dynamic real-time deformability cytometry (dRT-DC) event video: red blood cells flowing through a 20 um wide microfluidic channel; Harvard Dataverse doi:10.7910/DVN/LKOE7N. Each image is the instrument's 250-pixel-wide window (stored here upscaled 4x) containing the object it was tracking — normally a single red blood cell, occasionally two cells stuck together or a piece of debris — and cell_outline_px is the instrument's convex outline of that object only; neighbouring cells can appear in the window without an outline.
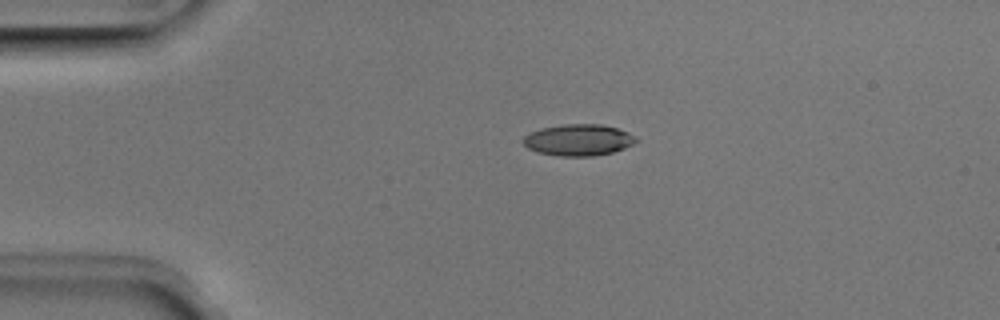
{"species": "Egyptian fruit bat (a non-hibernating species)", "species_latin": "Rousettus aegyptiacus", "temperature_condition": "room temperature", "stored_images_in_passage": 24, "camera_frame_rate_fps": 3000, "um_per_image_px": 0.085, "animal": {"sex": "male"}, "frame": {"image": 1, "passage_image": 1, "time_ms": 0.0, "image_size_px": [1000, 320], "cell_outline_px": [[640, 140], [624, 148], [612, 152], [592, 156], [560, 156], [540, 152], [528, 148], [520, 140], [524, 136], [540, 128], [560, 124], [600, 124], [616, 128], [628, 132], [636, 136]], "centroid_in_image_um": [49.17, 11.89], "position_along_channel_um": 35.8, "area_um2": 20.69}}
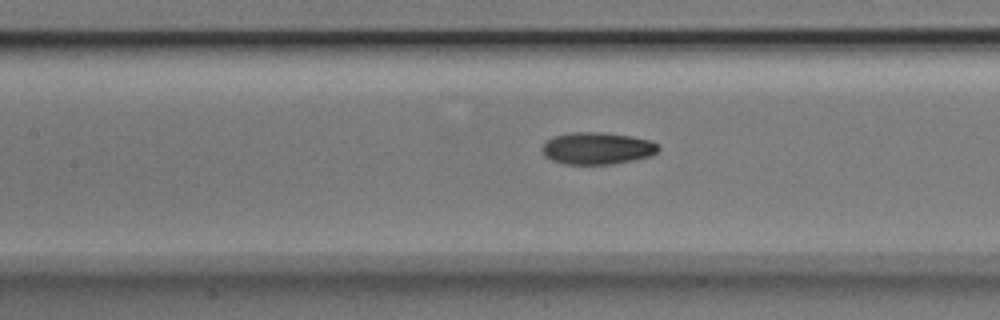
{"frame": {"image": 2, "passage_image": 13, "time_ms": 4.0, "image_size_px": [1000, 320], "cell_outline_px": [[660, 148], [652, 156], [612, 164], [564, 164], [552, 160], [544, 156], [540, 148], [544, 140], [552, 136], [572, 132], [604, 132], [632, 136], [652, 140]], "centroid_in_image_um": [50.72, 12.59], "position_along_channel_um": 156.7, "area_um2": 22.08}}
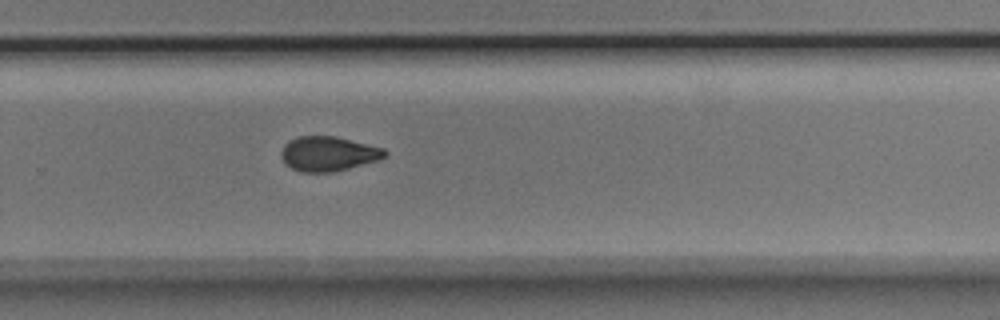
{"frame": {"image": 3, "passage_image": 24, "time_ms": 7.667, "image_size_px": [1000, 320], "cell_outline_px": [[388, 152], [384, 156], [376, 160], [348, 168], [332, 172], [300, 172], [284, 164], [280, 156], [280, 152], [284, 144], [288, 140], [300, 136], [336, 136], [384, 148]], "centroid_in_image_um": [27.84, 13.06], "position_along_channel_um": 302.0, "area_um2": 20.92}}